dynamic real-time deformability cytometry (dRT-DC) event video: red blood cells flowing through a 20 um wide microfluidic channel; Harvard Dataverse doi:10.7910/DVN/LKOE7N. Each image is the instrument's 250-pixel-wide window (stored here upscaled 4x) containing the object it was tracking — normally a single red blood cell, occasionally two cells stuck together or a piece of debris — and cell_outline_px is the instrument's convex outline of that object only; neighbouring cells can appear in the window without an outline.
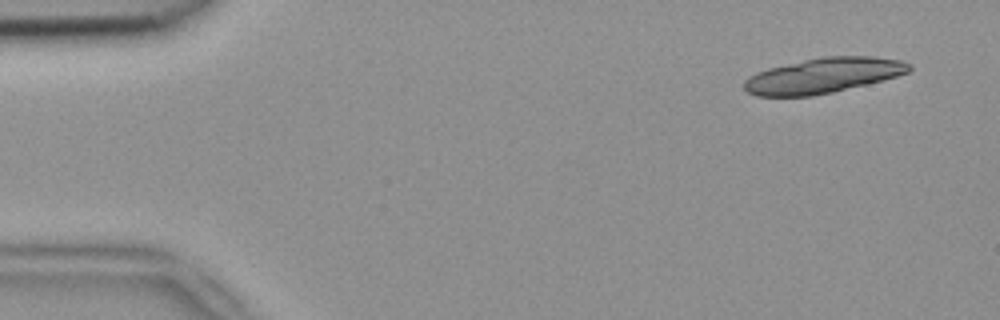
{"species": "common noctule bat (a hibernating species)", "species_latin": "Nyctalus noctula", "temperature_condition": "room temperature", "stored_images_in_passage": 3, "camera_frame_rate_fps": 3000, "um_per_image_px": 0.085, "animal": {"sex": "female", "body_mass_g": 18.4}, "frame": {"image": 1, "passage_image": 1, "time_ms": 0.0, "image_size_px": [1000, 320], "cell_outline_px": [[912, 68], [908, 72], [896, 76], [832, 92], [812, 96], [756, 96], [748, 92], [744, 88], [744, 80], [748, 76], [756, 72], [768, 68], [804, 60], [824, 56], [872, 56], [900, 60], [912, 64]], "centroid_in_image_um": [69.94, 6.41], "position_along_channel_um": 15.1, "area_um2": 33.58}}